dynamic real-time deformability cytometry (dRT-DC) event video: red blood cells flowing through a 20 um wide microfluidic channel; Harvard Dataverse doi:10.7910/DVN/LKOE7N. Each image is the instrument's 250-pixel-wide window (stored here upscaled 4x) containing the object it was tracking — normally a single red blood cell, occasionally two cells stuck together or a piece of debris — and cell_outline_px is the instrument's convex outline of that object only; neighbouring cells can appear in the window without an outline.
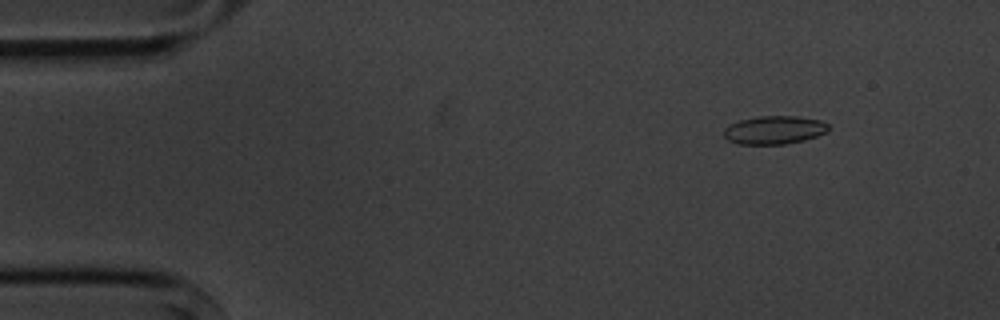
{"species": "common noctule bat (a hibernating species)", "species_latin": "Nyctalus noctula", "temperature_condition": "cold", "stored_images_in_passage": 9, "camera_frame_rate_fps": 3000, "um_per_image_px": 0.085, "animal": {"sex": "male", "body_mass_g": 20.1, "forearm_length_mm": 53.5}, "frame": {"image": 1, "passage_image": 2, "time_ms": 1.333, "image_size_px": [1000, 320], "cell_outline_px": [[828, 132], [804, 140], [784, 144], [736, 144], [728, 140], [724, 136], [724, 128], [740, 120], [756, 116], [796, 116], [820, 120], [828, 124]], "centroid_in_image_um": [65.81, 11.05], "position_along_channel_um": 19.2, "area_um2": 17.22}}
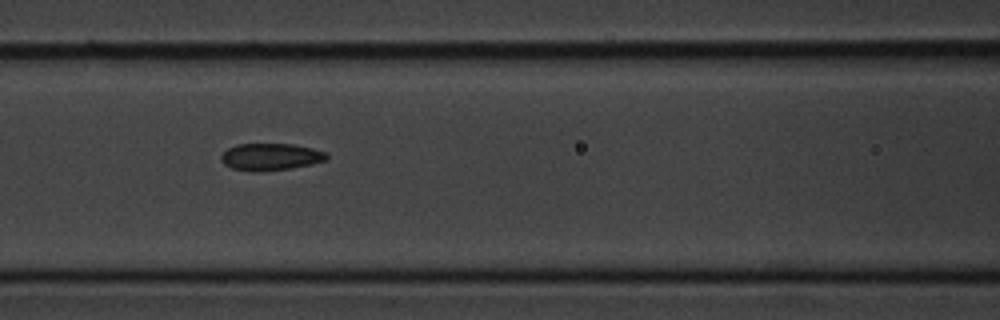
{"frame": {"image": 2, "passage_image": 7, "time_ms": 7.0, "image_size_px": [1000, 320], "cell_outline_px": [[328, 160], [312, 164], [288, 168], [260, 172], [252, 172], [232, 168], [224, 164], [220, 160], [220, 156], [228, 148], [236, 144], [292, 144], [312, 148], [328, 152]], "centroid_in_image_um": [23.01, 13.33], "position_along_channel_um": 143.6, "area_um2": 16.76}}
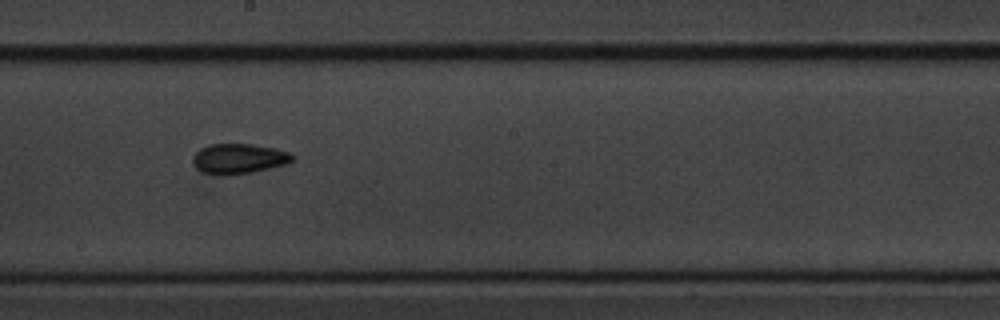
{"frame": {"image": 3, "passage_image": 9, "time_ms": 9.333, "image_size_px": [1000, 320], "cell_outline_px": [[292, 160], [288, 164], [252, 172], [224, 176], [220, 176], [204, 172], [196, 168], [192, 164], [192, 156], [200, 148], [208, 144], [252, 144], [276, 148], [292, 152]], "centroid_in_image_um": [20.28, 13.49], "position_along_channel_um": 227.9, "area_um2": 17.74}}